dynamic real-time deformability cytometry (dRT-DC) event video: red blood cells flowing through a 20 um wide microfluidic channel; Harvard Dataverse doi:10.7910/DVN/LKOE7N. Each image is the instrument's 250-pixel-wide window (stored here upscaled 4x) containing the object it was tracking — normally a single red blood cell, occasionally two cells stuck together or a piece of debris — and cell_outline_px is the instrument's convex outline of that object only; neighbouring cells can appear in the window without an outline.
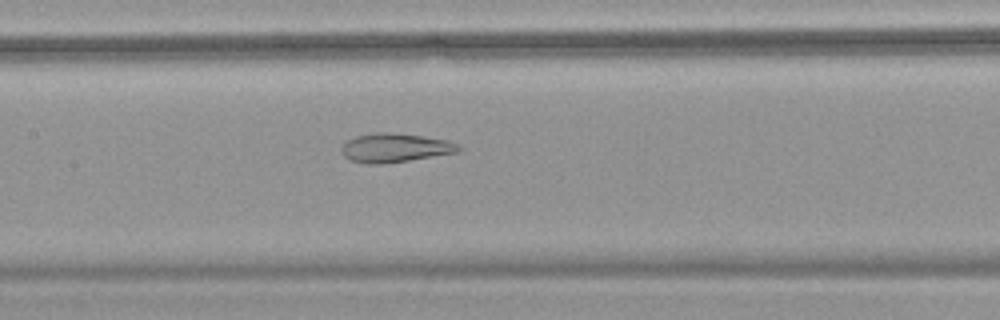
{"species": "common noctule bat (a hibernating species)", "species_latin": "Nyctalus noctula", "temperature_condition": "warm", "stored_images_in_passage": 56, "camera_frame_rate_fps": 3000, "um_per_image_px": 0.085, "animal": {"sex": "female", "body_mass_g": 18.4}, "frame": {"image": 1, "passage_image": 28, "time_ms": 9.0, "image_size_px": [1000, 320], "cell_outline_px": [[460, 148], [456, 152], [408, 160], [380, 164], [368, 164], [352, 160], [344, 156], [340, 152], [340, 148], [348, 140], [356, 136], [376, 132], [388, 132], [424, 136], [448, 140], [456, 144]], "centroid_in_image_um": [33.52, 12.55], "position_along_channel_um": 173.9, "area_um2": 19.42}}
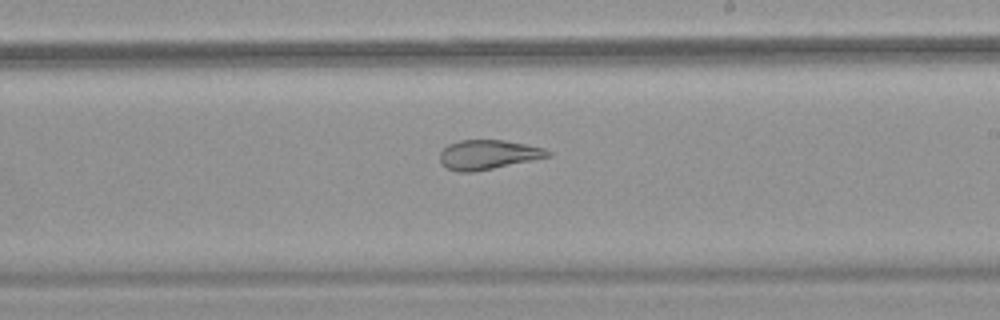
{"frame": {"image": 2, "passage_image": 34, "time_ms": 11.0, "image_size_px": [1000, 320], "cell_outline_px": [[552, 156], [472, 172], [456, 172], [448, 168], [440, 160], [440, 152], [448, 144], [460, 140], [504, 140], [544, 148], [552, 152]], "centroid_in_image_um": [41.49, 13.14], "position_along_channel_um": 247.5, "area_um2": 18.32}}
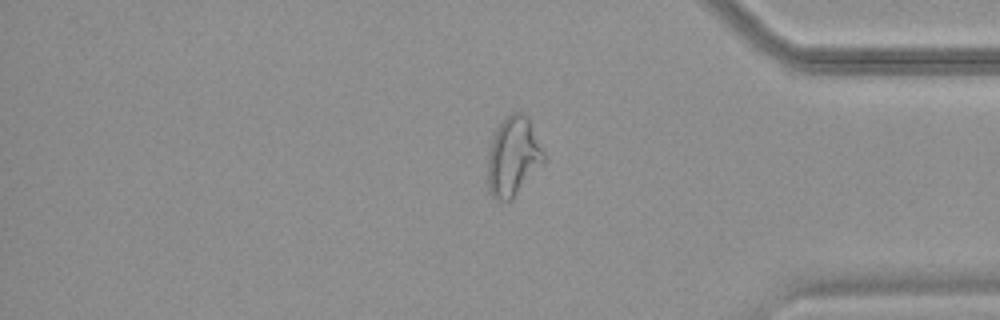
{"frame": {"image": 3, "passage_image": 47, "time_ms": 15.333, "image_size_px": [1000, 320], "cell_outline_px": [[544, 160], [516, 192], [508, 200], [496, 200], [492, 196], [488, 188], [488, 156], [492, 136], [496, 128], [512, 112], [524, 112], [528, 116], [544, 152]], "centroid_in_image_um": [43.59, 13.24], "position_along_channel_um": 391.6, "area_um2": 25.14}, "authors_computed_cell_mechanics": {"area_um2": 26.1256, "velocity_mm_per_s": 3.7049, "shape_relaxation_time_tau1_ms": null, "shape_relaxation_time_tau2_ms": 1.8711, "deformation_change_tau1": null, "deformation_change_tau2": 0.1106}}